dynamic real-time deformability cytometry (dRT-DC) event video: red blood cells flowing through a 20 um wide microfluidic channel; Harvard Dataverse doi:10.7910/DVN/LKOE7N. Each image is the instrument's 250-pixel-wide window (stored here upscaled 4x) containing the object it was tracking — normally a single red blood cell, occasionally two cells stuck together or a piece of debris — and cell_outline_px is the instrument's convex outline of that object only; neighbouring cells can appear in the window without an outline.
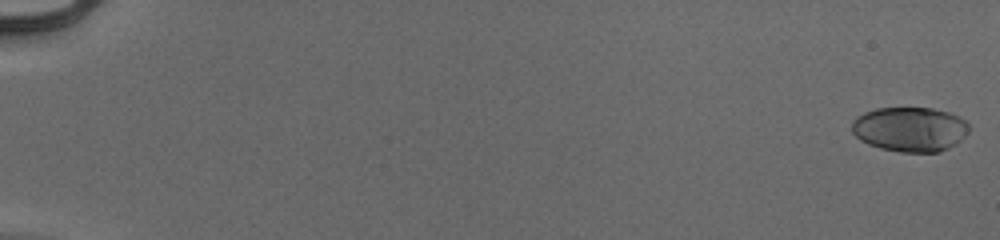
{"species": "human", "species_latin": "Homo sapiens", "temperature_condition": "cold", "stored_images_in_passage": 55, "camera_frame_rate_fps": 3000, "um_per_image_px": 0.085, "donor": {"sex": "male"}, "frame": {"image": 1, "passage_image": 1, "time_ms": 0.0, "image_size_px": [1000, 240], "cell_outline_px": [[968, 132], [956, 144], [940, 152], [900, 152], [880, 148], [868, 144], [860, 140], [852, 132], [852, 120], [856, 116], [864, 112], [876, 108], [932, 108], [948, 112], [960, 116], [968, 124]], "centroid_in_image_um": [77.33, 10.98], "position_along_channel_um": 7.7, "area_um2": 30.63}}
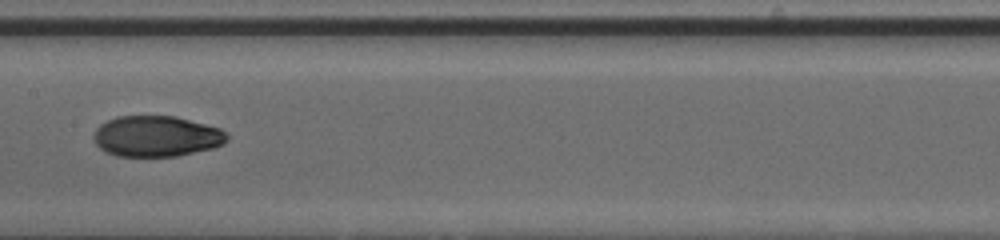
{"frame": {"image": 2, "passage_image": 31, "time_ms": 10.0, "image_size_px": [1000, 240], "cell_outline_px": [[228, 140], [224, 144], [212, 148], [176, 156], [116, 156], [104, 152], [92, 140], [92, 136], [96, 128], [100, 124], [116, 116], [176, 116], [220, 128], [228, 136]], "centroid_in_image_um": [13.26, 11.58], "position_along_channel_um": 194.1, "area_um2": 31.91}}
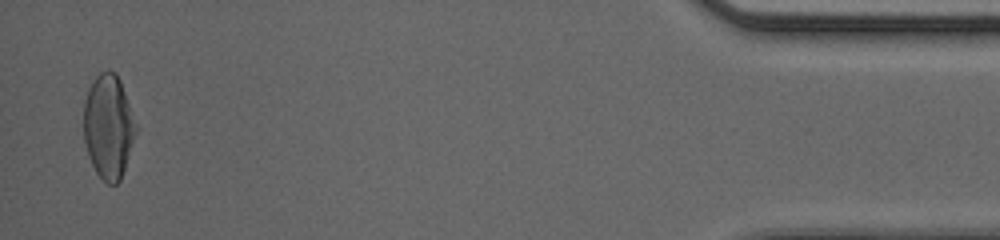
{"frame": {"image": 3, "passage_image": 54, "time_ms": 17.667, "image_size_px": [1000, 240], "cell_outline_px": [[140, 128], [120, 180], [116, 184], [108, 184], [96, 172], [88, 156], [84, 140], [84, 100], [88, 88], [96, 76], [100, 72], [108, 68], [116, 72], [120, 80]], "centroid_in_image_um": [9.26, 10.73], "position_along_channel_um": 425.9, "area_um2": 32.43}, "authors_computed_cell_mechanics": {"area_um2": 31.1542, "velocity_mm_per_s": 3.9721, "shape_relaxation_time_tau1_ms": 5.46, "shape_relaxation_time_tau2_ms": 0.8916, "deformation_change_tau1": 0.201, "deformation_change_tau2": 0.0459}}